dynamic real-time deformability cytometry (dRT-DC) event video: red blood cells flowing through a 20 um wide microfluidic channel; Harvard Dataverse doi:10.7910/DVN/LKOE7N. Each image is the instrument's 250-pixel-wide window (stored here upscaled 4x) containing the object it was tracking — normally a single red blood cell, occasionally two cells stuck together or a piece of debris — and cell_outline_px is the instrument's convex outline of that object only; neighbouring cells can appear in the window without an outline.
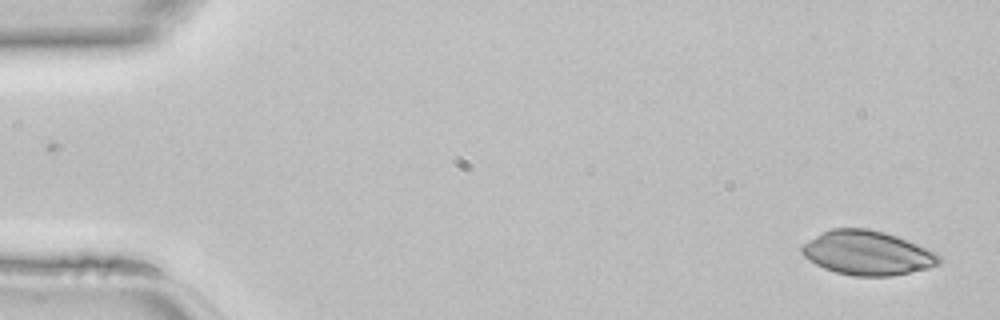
{"species": "common noctule bat (a hibernating species)", "species_latin": "Nyctalus noctula", "temperature_condition": "room temperature", "stored_images_in_passage": 44, "camera_frame_rate_fps": 3000, "um_per_image_px": 0.085, "animal": {"sex": "female", "body_mass_g": 22.7, "forearm_length_mm": 54.2}, "frame": {"image": 1, "passage_image": 1, "time_ms": 0.0, "image_size_px": [1000, 320], "cell_outline_px": [[940, 264], [928, 268], [892, 276], [852, 276], [836, 272], [824, 268], [808, 260], [800, 252], [800, 248], [808, 240], [828, 228], [868, 228], [884, 232], [896, 236], [936, 252], [940, 256]], "centroid_in_image_um": [73.7, 21.5], "position_along_channel_um": 11.3, "area_um2": 35.43}}